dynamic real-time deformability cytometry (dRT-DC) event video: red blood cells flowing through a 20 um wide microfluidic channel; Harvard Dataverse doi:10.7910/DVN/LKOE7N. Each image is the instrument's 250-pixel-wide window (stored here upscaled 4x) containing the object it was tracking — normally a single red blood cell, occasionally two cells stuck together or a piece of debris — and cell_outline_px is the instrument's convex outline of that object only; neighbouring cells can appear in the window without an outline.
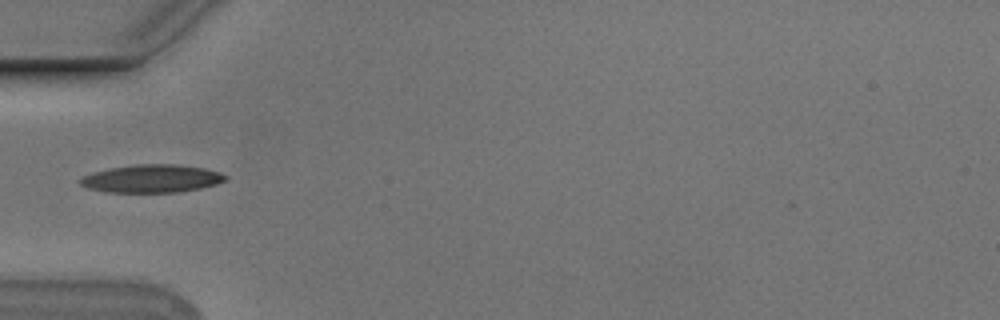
{"species": "Egyptian fruit bat (a non-hibernating species)", "species_latin": "Rousettus aegyptiacus", "temperature_condition": "cold", "stored_images_in_passage": 3, "camera_frame_rate_fps": 3000, "um_per_image_px": 0.085, "animal": {"sex": "male"}, "frame": {"image": 1, "passage_image": 1, "time_ms": 0.0, "image_size_px": [1000, 320], "cell_outline_px": [[228, 180], [216, 184], [200, 188], [180, 192], [104, 192], [88, 188], [80, 184], [80, 180], [84, 176], [92, 172], [112, 168], [136, 164], [172, 164], [204, 168], [220, 172], [228, 176]], "centroid_in_image_um": [12.93, 15.18], "position_along_channel_um": 72.1, "area_um2": 23.58}}